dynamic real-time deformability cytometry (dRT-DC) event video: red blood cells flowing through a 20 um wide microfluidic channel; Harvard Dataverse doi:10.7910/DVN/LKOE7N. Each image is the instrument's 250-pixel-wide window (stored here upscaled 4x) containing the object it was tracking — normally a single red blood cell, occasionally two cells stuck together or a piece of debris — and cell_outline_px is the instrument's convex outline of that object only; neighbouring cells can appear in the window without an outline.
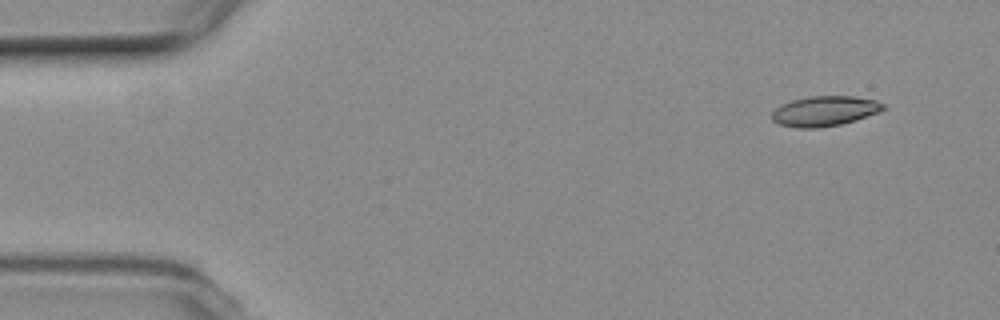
{"species": "common noctule bat (a hibernating species)", "species_latin": "Nyctalus noctula", "temperature_condition": "room temperature", "stored_images_in_passage": 7, "camera_frame_rate_fps": 3000, "um_per_image_px": 0.085, "animal": {"sex": "female", "body_mass_g": 19.3, "forearm_length_mm": 54.1}, "frame": {"image": 1, "passage_image": 1, "time_ms": 0.0, "image_size_px": [1000, 320], "cell_outline_px": [[888, 108], [880, 112], [856, 120], [840, 124], [820, 128], [796, 128], [780, 124], [772, 120], [772, 112], [780, 104], [792, 100], [808, 96], [852, 96], [876, 100], [884, 104]], "centroid_in_image_um": [70.11, 9.44], "position_along_channel_um": 14.9, "area_um2": 19.71}}
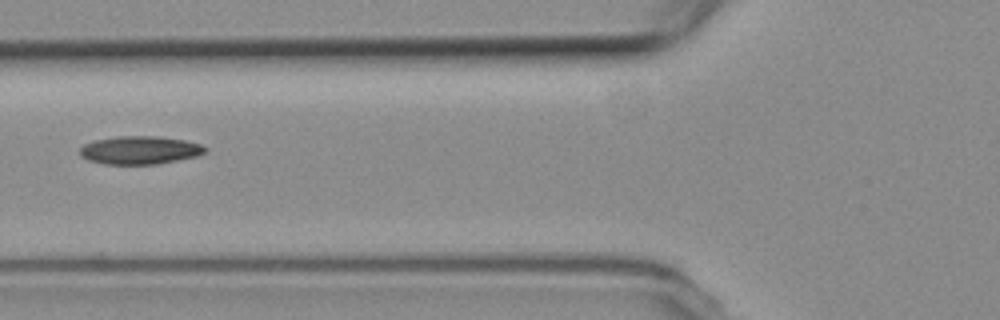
{"frame": {"image": 2, "passage_image": 5, "time_ms": 5.667, "image_size_px": [1000, 320], "cell_outline_px": [[208, 148], [204, 152], [196, 156], [160, 164], [104, 164], [88, 160], [80, 156], [80, 148], [84, 144], [96, 140], [116, 136], [156, 136], [184, 140], [200, 144]], "centroid_in_image_um": [11.87, 12.76], "position_along_channel_um": 113.9, "area_um2": 20.52}}
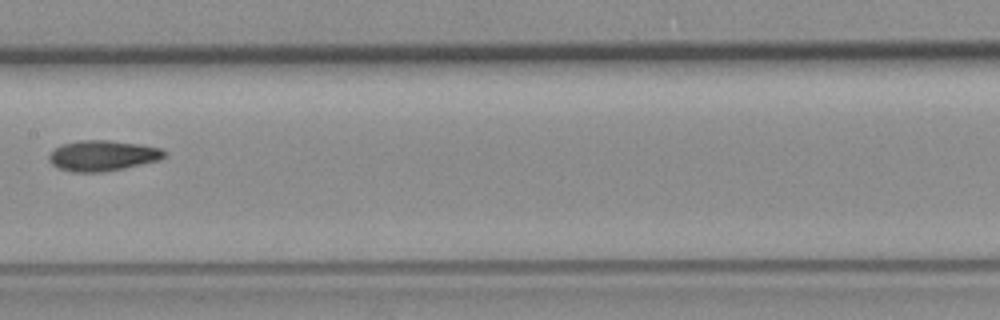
{"frame": {"image": 3, "passage_image": 7, "time_ms": 8.0, "image_size_px": [1000, 320], "cell_outline_px": [[168, 152], [160, 160], [124, 168], [104, 172], [72, 172], [60, 168], [52, 164], [48, 160], [48, 156], [56, 148], [64, 144], [76, 140], [112, 140], [140, 144], [160, 148]], "centroid_in_image_um": [8.74, 13.22], "position_along_channel_um": 198.7, "area_um2": 20.58}}